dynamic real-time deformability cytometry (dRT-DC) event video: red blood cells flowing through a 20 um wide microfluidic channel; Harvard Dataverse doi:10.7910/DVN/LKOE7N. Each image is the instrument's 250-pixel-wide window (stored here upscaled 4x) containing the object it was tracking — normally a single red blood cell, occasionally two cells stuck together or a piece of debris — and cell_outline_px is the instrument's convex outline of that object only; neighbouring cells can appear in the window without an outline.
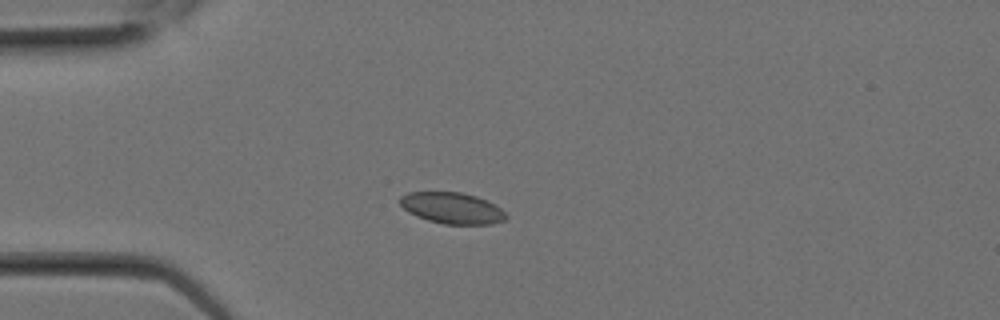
{"species": "Egyptian fruit bat (a non-hibernating species)", "species_latin": "Rousettus aegyptiacus", "temperature_condition": "room temperature", "stored_images_in_passage": 2, "segment_of_instrument_passage": [1, 2], "camera_frame_rate_fps": 3000, "um_per_image_px": 0.085, "animal": {"sex": "female"}, "frame": {"image": 1, "passage_image": 1, "time_ms": 0.0, "image_size_px": [1000, 320], "cell_outline_px": [[508, 216], [504, 220], [492, 224], [444, 224], [428, 220], [408, 212], [400, 204], [400, 196], [408, 192], [460, 192], [476, 196], [500, 208]], "centroid_in_image_um": [38.41, 17.68], "position_along_channel_um": 46.6, "area_um2": 19.07}}